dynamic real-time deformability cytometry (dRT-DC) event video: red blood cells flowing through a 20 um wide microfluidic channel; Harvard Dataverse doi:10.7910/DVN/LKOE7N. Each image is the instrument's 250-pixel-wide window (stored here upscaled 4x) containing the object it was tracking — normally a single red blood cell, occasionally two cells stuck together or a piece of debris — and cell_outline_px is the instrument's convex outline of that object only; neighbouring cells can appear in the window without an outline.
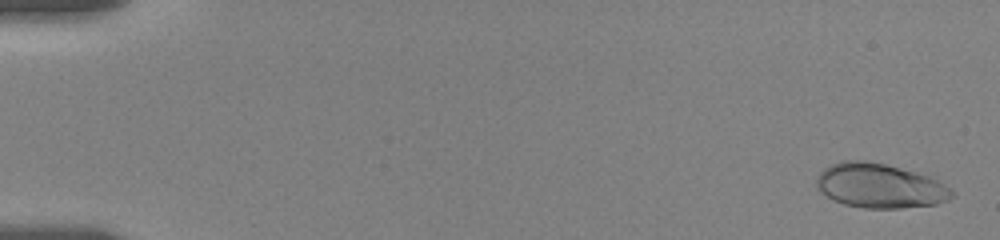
{"species": "human", "species_latin": "Homo sapiens", "temperature_condition": "room temperature", "stored_images_in_passage": 23, "camera_frame_rate_fps": 3000, "um_per_image_px": 0.085, "donor": {"sex": "female"}, "frame": {"image": 1, "passage_image": 2, "time_ms": 0.333, "image_size_px": [1000, 240], "cell_outline_px": [[956, 196], [948, 200], [936, 204], [900, 208], [864, 208], [844, 204], [832, 200], [816, 188], [816, 180], [820, 172], [824, 168], [840, 160], [864, 160], [884, 164], [900, 168], [928, 176], [944, 184]], "centroid_in_image_um": [74.75, 15.8], "position_along_channel_um": 10.3, "area_um2": 34.97}}
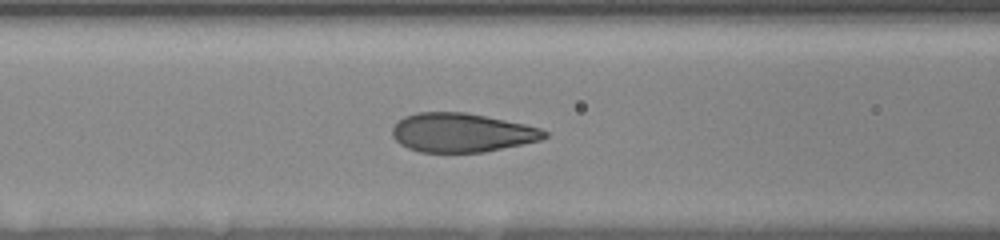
{"frame": {"image": 2, "passage_image": 16, "time_ms": 5.0, "image_size_px": [1000, 240], "cell_outline_px": [[548, 136], [540, 140], [484, 152], [420, 152], [408, 148], [400, 144], [392, 136], [392, 128], [404, 116], [416, 112], [464, 112], [524, 124], [540, 128], [548, 132]], "centroid_in_image_um": [39.23, 11.27], "position_along_channel_um": 127.4, "area_um2": 34.33}}
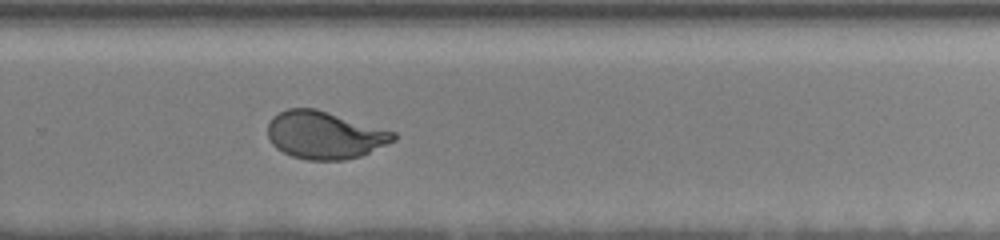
{"frame": {"image": 3, "passage_image": 23, "time_ms": 7.333, "image_size_px": [1000, 240], "cell_outline_px": [[396, 140], [360, 156], [344, 160], [308, 160], [292, 156], [276, 148], [272, 144], [268, 136], [268, 120], [272, 116], [288, 108], [316, 108], [396, 132]], "centroid_in_image_um": [27.58, 11.47], "position_along_channel_um": 302.2, "area_um2": 34.91}}